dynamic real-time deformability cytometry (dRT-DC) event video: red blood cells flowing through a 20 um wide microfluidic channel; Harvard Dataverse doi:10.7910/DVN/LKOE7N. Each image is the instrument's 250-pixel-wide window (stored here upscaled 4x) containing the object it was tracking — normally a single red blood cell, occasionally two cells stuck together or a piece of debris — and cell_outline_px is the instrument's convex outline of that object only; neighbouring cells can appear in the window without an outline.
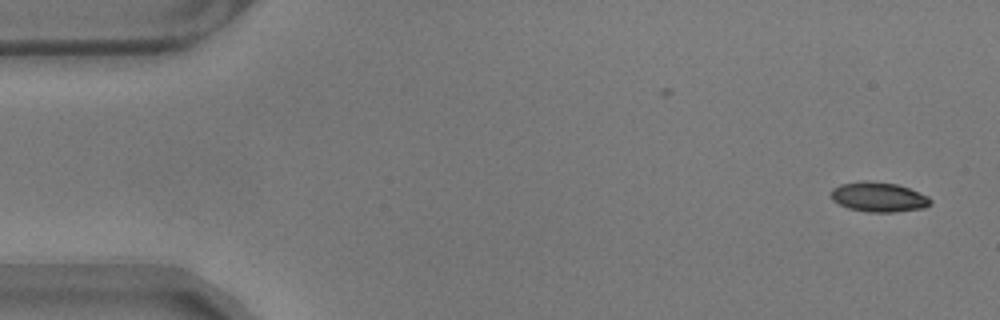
{"species": "common noctule bat (a hibernating species)", "species_latin": "Nyctalus noctula", "temperature_condition": "warm", "stored_images_in_passage": 14, "camera_frame_rate_fps": 3000, "um_per_image_px": 0.085, "animal": {"sex": "male", "body_mass_g": 17.9}, "frame": {"image": 1, "passage_image": 1, "time_ms": 0.0, "image_size_px": [1000, 320], "cell_outline_px": [[932, 204], [924, 208], [892, 212], [868, 212], [848, 208], [832, 200], [832, 188], [840, 184], [864, 180], [896, 184], [908, 188], [928, 196], [932, 200]], "centroid_in_image_um": [74.69, 16.75], "position_along_channel_um": 10.3, "area_um2": 17.17}}
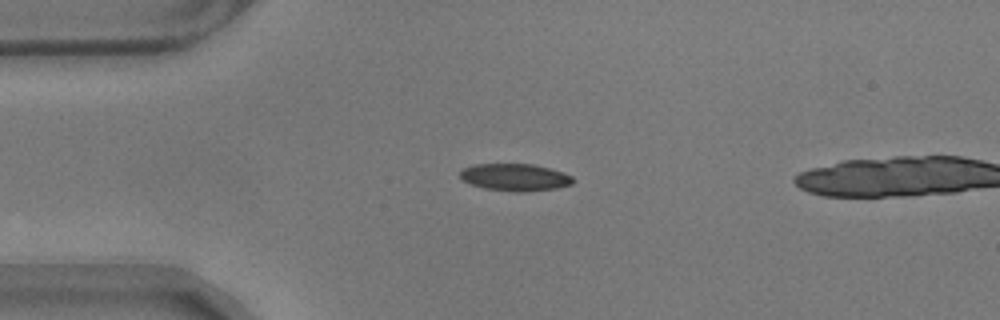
{"frame": {"image": 2, "passage_image": 12, "time_ms": 3.667, "image_size_px": [1000, 320], "cell_outline_px": [[576, 180], [572, 184], [556, 188], [520, 192], [516, 192], [484, 188], [460, 180], [460, 172], [464, 168], [476, 164], [532, 164], [564, 172], [572, 176]], "centroid_in_image_um": [43.79, 15.07], "position_along_channel_um": 41.2, "area_um2": 17.86}}